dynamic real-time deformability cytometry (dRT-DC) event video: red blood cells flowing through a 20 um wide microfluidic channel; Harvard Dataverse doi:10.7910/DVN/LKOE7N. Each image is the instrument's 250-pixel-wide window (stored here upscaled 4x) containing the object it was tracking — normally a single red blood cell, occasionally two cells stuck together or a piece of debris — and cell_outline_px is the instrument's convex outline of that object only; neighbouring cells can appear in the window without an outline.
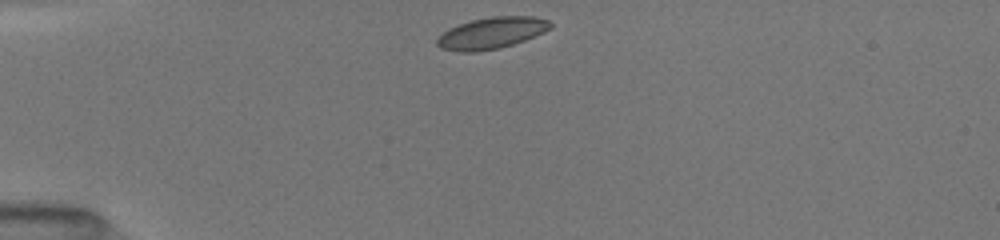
{"species": "common noctule bat (a hibernating species)", "species_latin": "Nyctalus noctula", "temperature_condition": "room temperature", "stored_images_in_passage": 19, "camera_frame_rate_fps": 3000, "um_per_image_px": 0.085, "animal": {"sex": "female", "body_mass_g": 19.5, "forearm_length_mm": 54.1}, "frame": {"image": 1, "passage_image": 1, "time_ms": 0.0, "image_size_px": [1000, 240], "cell_outline_px": [[552, 28], [544, 32], [524, 40], [500, 48], [472, 52], [460, 52], [440, 48], [436, 44], [436, 40], [448, 28], [472, 20], [492, 16], [532, 16], [548, 20], [552, 24]], "centroid_in_image_um": [41.78, 2.8], "position_along_channel_um": 43.2, "area_um2": 20.69}}
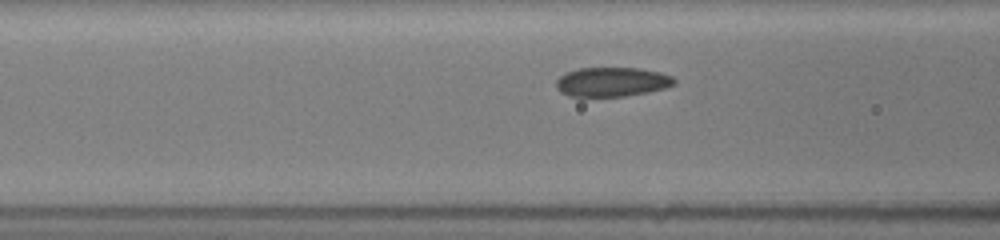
{"frame": {"image": 2, "passage_image": 10, "time_ms": 2.667, "image_size_px": [1000, 240], "cell_outline_px": [[676, 84], [664, 88], [648, 92], [624, 96], [568, 96], [560, 92], [556, 88], [556, 80], [564, 72], [580, 68], [640, 68], [660, 72], [672, 76], [676, 80]], "centroid_in_image_um": [52.01, 6.95], "position_along_channel_um": 114.6, "area_um2": 20.29}}
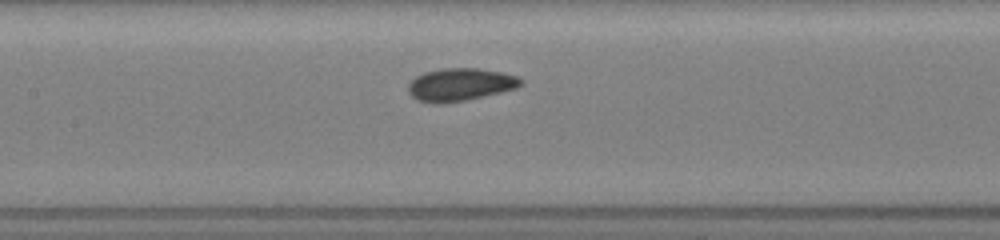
{"frame": {"image": 3, "passage_image": 16, "time_ms": 4.0, "image_size_px": [1000, 240], "cell_outline_px": [[524, 84], [516, 88], [484, 96], [464, 100], [440, 104], [432, 104], [420, 100], [412, 96], [408, 92], [408, 84], [416, 76], [424, 72], [440, 68], [480, 68], [504, 72], [516, 76], [524, 80]], "centroid_in_image_um": [39.13, 7.18], "position_along_channel_um": 168.3, "area_um2": 21.62}}